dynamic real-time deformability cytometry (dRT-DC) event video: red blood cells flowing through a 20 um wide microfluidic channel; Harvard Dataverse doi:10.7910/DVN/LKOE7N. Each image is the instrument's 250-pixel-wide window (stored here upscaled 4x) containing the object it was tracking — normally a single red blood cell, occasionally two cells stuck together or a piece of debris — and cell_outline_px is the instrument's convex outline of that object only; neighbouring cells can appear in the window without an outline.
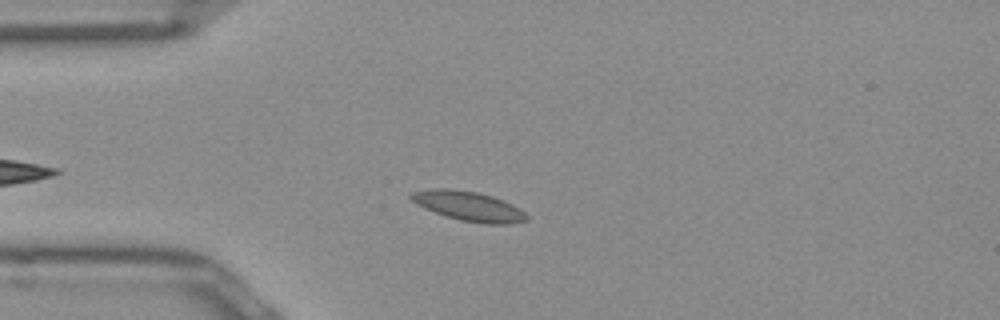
{"species": "Egyptian fruit bat (a non-hibernating species)", "species_latin": "Rousettus aegyptiacus", "temperature_condition": "room temperature", "stored_images_in_passage": 43, "camera_frame_rate_fps": 3000, "um_per_image_px": 0.085, "frame": {"image": 1, "passage_image": 8, "time_ms": 2.333, "image_size_px": [1000, 320], "cell_outline_px": [[528, 220], [508, 224], [484, 224], [460, 220], [424, 208], [416, 204], [408, 196], [412, 192], [432, 188], [448, 188], [476, 192], [492, 196], [504, 200], [520, 208], [528, 216]], "centroid_in_image_um": [39.85, 17.52], "position_along_channel_um": 45.2, "area_um2": 19.88}}
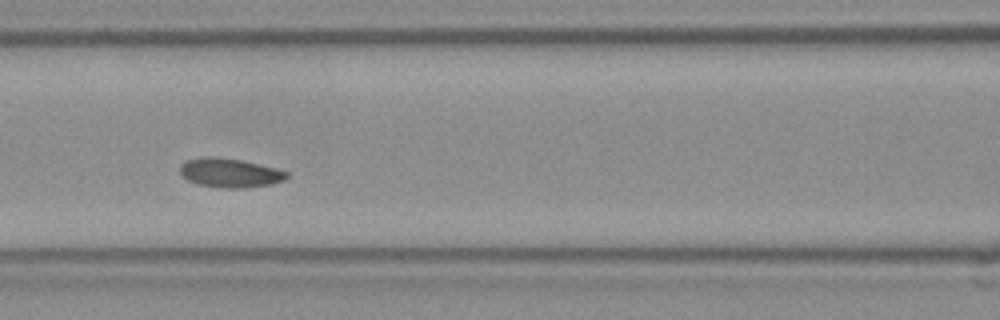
{"frame": {"image": 2, "passage_image": 17, "time_ms": 5.333, "image_size_px": [1000, 320], "cell_outline_px": [[288, 176], [284, 180], [272, 184], [248, 188], [220, 188], [200, 184], [188, 180], [180, 172], [180, 164], [188, 160], [200, 156], [216, 156], [240, 160], [276, 168], [288, 172]], "centroid_in_image_um": [19.54, 14.69], "position_along_channel_um": 147.1, "area_um2": 18.15}}
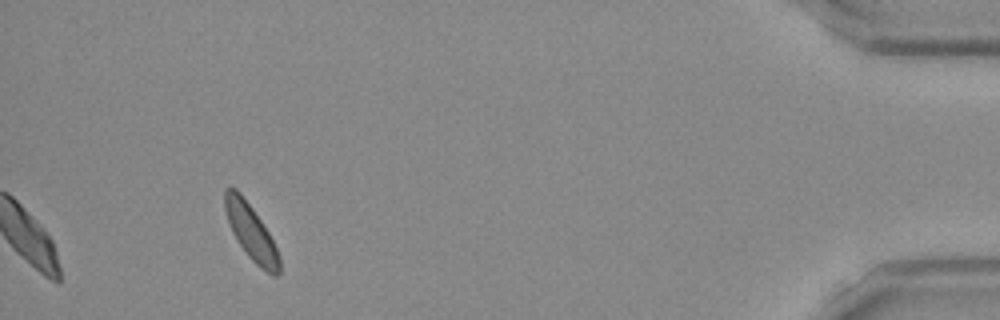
{"frame": {"image": 3, "passage_image": 43, "time_ms": 14.0, "image_size_px": [1000, 320], "cell_outline_px": [[280, 272], [276, 276], [272, 276], [260, 268], [248, 256], [236, 240], [228, 224], [224, 208], [224, 188], [236, 188], [240, 192], [252, 208], [268, 232], [280, 256]], "centroid_in_image_um": [21.32, 19.74], "position_along_channel_um": 413.9, "area_um2": 17.63}}